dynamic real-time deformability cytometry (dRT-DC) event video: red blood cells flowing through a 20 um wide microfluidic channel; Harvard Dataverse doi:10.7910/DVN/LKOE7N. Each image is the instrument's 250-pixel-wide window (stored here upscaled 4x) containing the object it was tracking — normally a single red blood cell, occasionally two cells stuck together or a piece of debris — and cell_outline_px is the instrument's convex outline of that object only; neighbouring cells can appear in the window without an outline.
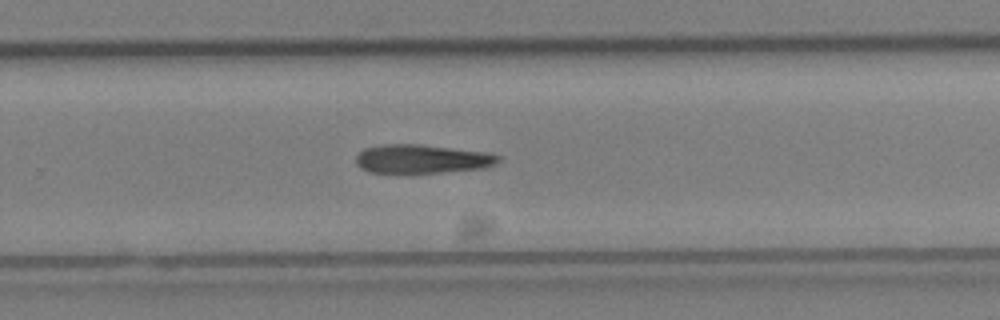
{"species": "Egyptian fruit bat (a non-hibernating species)", "species_latin": "Rousettus aegyptiacus", "temperature_condition": "cold", "stored_images_in_passage": 28, "camera_frame_rate_fps": 3000, "um_per_image_px": 0.085, "animal": {"sex": "female"}, "frame": {"image": 1, "passage_image": 20, "time_ms": 6.333, "image_size_px": [1000, 320], "cell_outline_px": [[500, 160], [496, 164], [484, 168], [440, 172], [368, 172], [360, 168], [356, 164], [356, 156], [364, 148], [384, 144], [416, 144], [488, 152], [500, 156]], "centroid_in_image_um": [35.87, 13.5], "position_along_channel_um": 293.9, "area_um2": 23.7}}